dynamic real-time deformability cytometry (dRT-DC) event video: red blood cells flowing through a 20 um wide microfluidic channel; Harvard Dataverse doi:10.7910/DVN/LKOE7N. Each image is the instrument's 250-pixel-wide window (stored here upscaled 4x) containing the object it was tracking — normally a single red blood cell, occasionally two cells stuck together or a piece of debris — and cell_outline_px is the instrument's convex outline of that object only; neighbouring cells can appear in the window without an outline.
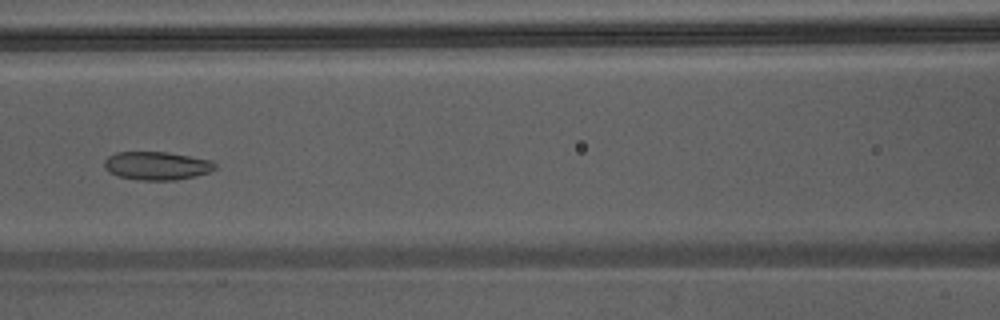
{"species": "Egyptian fruit bat (a non-hibernating species)", "species_latin": "Rousettus aegyptiacus", "temperature_condition": "warm", "stored_images_in_passage": 47, "camera_frame_rate_fps": 3000, "um_per_image_px": 0.085, "animal": {"sex": "male"}, "frame": {"image": 1, "passage_image": 23, "time_ms": 7.333, "image_size_px": [1000, 320], "cell_outline_px": [[216, 168], [208, 172], [196, 176], [176, 180], [140, 180], [116, 176], [108, 172], [104, 168], [104, 160], [108, 156], [116, 152], [168, 152], [212, 160], [216, 164]], "centroid_in_image_um": [13.31, 14.09], "position_along_channel_um": 153.3, "area_um2": 18.44}}
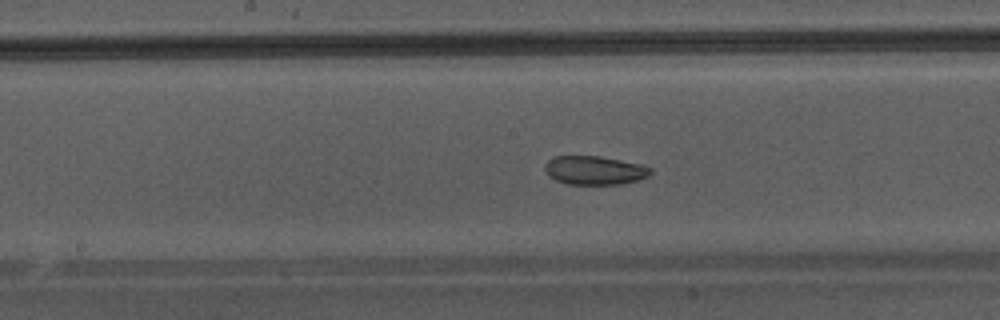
{"frame": {"image": 2, "passage_image": 26, "time_ms": 8.333, "image_size_px": [1000, 320], "cell_outline_px": [[652, 172], [648, 176], [636, 180], [620, 184], [568, 184], [556, 180], [548, 176], [544, 168], [544, 164], [548, 160], [556, 156], [600, 156], [640, 164], [652, 168]], "centroid_in_image_um": [50.51, 14.47], "position_along_channel_um": 197.7, "area_um2": 17.63}}
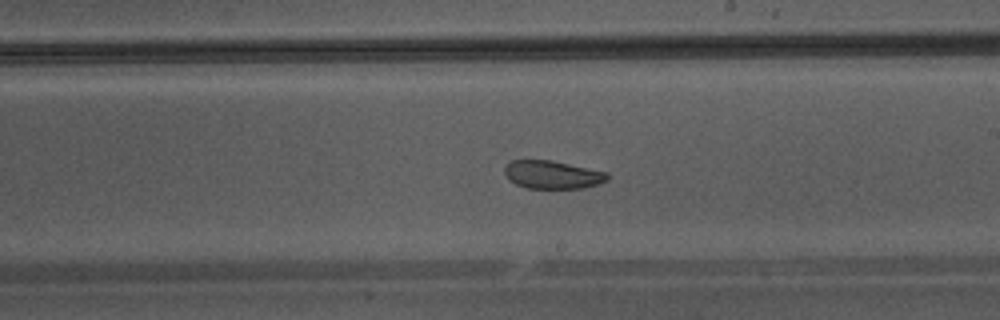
{"frame": {"image": 3, "passage_image": 29, "time_ms": 9.333, "image_size_px": [1000, 320], "cell_outline_px": [[608, 180], [584, 188], [528, 188], [516, 184], [508, 180], [504, 172], [504, 168], [512, 160], [552, 160], [608, 172]], "centroid_in_image_um": [46.95, 14.84], "position_along_channel_um": 242.0, "area_um2": 16.82}}